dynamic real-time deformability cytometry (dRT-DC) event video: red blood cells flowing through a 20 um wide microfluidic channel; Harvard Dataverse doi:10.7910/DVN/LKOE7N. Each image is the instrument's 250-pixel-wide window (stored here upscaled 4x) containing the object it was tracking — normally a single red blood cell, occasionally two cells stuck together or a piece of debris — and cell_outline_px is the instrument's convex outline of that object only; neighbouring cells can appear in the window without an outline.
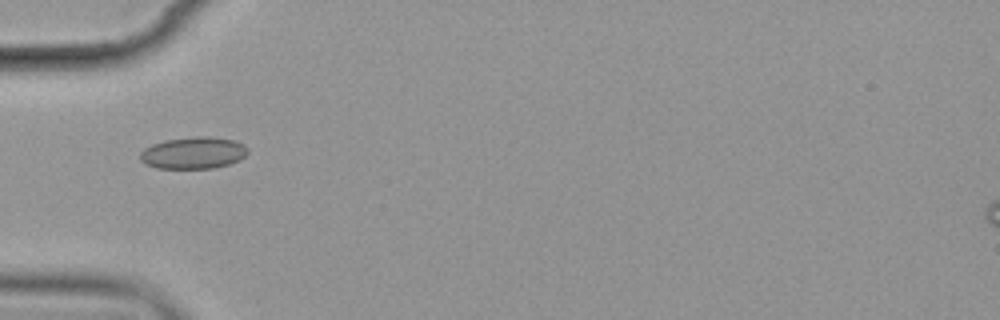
{"species": "common noctule bat (a hibernating species)", "species_latin": "Nyctalus noctula", "temperature_condition": "cold", "stored_images_in_passage": 7, "camera_frame_rate_fps": 3000, "um_per_image_px": 0.085, "animal": {"sex": "female", "body_mass_g": 19.9}, "frame": {"image": 1, "passage_image": 4, "time_ms": 3.333, "image_size_px": [1000, 320], "cell_outline_px": [[248, 152], [240, 160], [228, 164], [212, 168], [156, 168], [144, 164], [140, 160], [140, 152], [144, 148], [152, 144], [164, 140], [196, 136], [208, 136], [236, 140], [244, 144], [248, 148]], "centroid_in_image_um": [16.43, 12.98], "position_along_channel_um": 68.6, "area_um2": 20.17}}
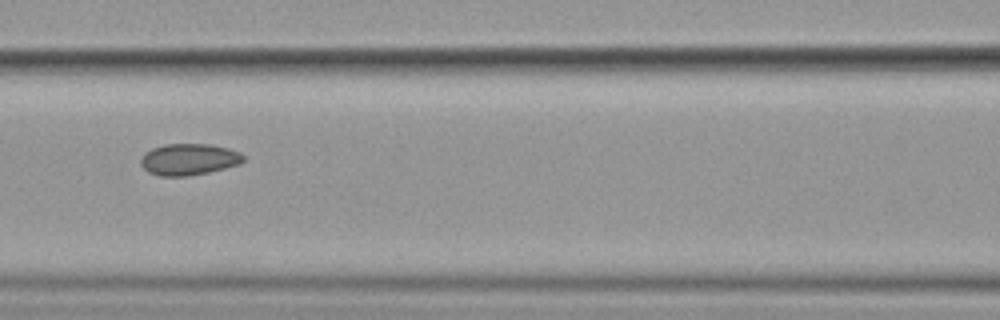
{"frame": {"image": 2, "passage_image": 6, "time_ms": 5.667, "image_size_px": [1000, 320], "cell_outline_px": [[244, 160], [240, 164], [208, 172], [188, 176], [160, 176], [148, 172], [140, 164], [140, 160], [144, 152], [152, 148], [164, 144], [208, 144], [228, 148], [240, 152], [244, 156]], "centroid_in_image_um": [16.03, 13.54], "position_along_channel_um": 150.6, "area_um2": 18.9}}
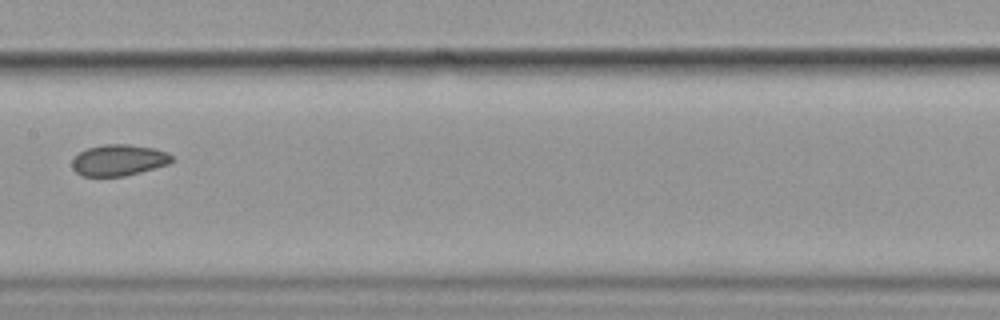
{"frame": {"image": 3, "passage_image": 7, "time_ms": 7.0, "image_size_px": [1000, 320], "cell_outline_px": [[172, 160], [168, 164], [140, 172], [124, 176], [84, 176], [76, 172], [72, 168], [72, 160], [80, 152], [88, 148], [104, 144], [124, 144], [152, 148], [168, 152], [172, 156]], "centroid_in_image_um": [10.08, 13.61], "position_along_channel_um": 197.3, "area_um2": 17.92}}